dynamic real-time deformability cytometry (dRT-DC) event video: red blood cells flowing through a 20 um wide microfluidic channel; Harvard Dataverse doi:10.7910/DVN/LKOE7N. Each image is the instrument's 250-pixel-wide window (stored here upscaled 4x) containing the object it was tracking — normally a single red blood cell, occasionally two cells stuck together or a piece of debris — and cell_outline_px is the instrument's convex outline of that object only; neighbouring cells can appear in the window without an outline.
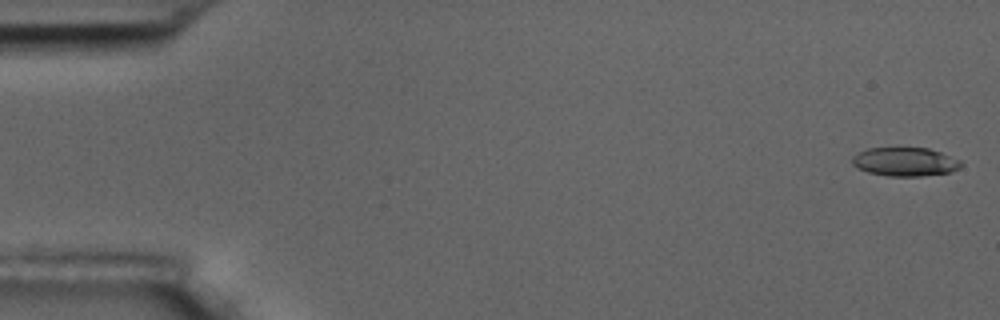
{"species": "common noctule bat (a hibernating species)", "species_latin": "Nyctalus noctula", "temperature_condition": "room temperature", "stored_images_in_passage": 5, "camera_frame_rate_fps": 3000, "um_per_image_px": 0.085, "animal": {"sex": "male", "body_mass_g": 17.5, "forearm_length_mm": 52.3}, "frame": {"image": 1, "passage_image": 1, "time_ms": 0.0, "image_size_px": [1000, 320], "cell_outline_px": [[964, 164], [960, 168], [948, 172], [920, 176], [888, 176], [868, 172], [856, 168], [852, 164], [852, 156], [868, 148], [928, 148], [940, 152], [960, 160]], "centroid_in_image_um": [76.92, 13.75], "position_along_channel_um": 8.1, "area_um2": 18.15}}
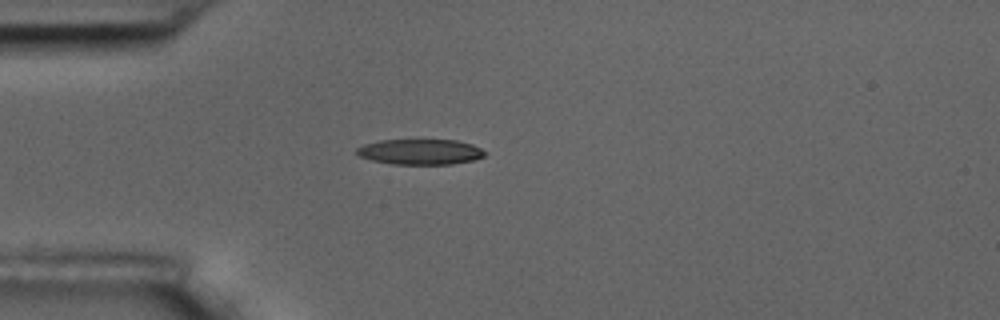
{"frame": {"image": 2, "passage_image": 5, "time_ms": 4.667, "image_size_px": [1000, 320], "cell_outline_px": [[488, 152], [484, 156], [476, 160], [452, 164], [392, 164], [372, 160], [360, 156], [356, 152], [356, 148], [364, 144], [380, 140], [456, 140], [472, 144]], "centroid_in_image_um": [35.76, 12.9], "position_along_channel_um": 49.2, "area_um2": 19.07}}